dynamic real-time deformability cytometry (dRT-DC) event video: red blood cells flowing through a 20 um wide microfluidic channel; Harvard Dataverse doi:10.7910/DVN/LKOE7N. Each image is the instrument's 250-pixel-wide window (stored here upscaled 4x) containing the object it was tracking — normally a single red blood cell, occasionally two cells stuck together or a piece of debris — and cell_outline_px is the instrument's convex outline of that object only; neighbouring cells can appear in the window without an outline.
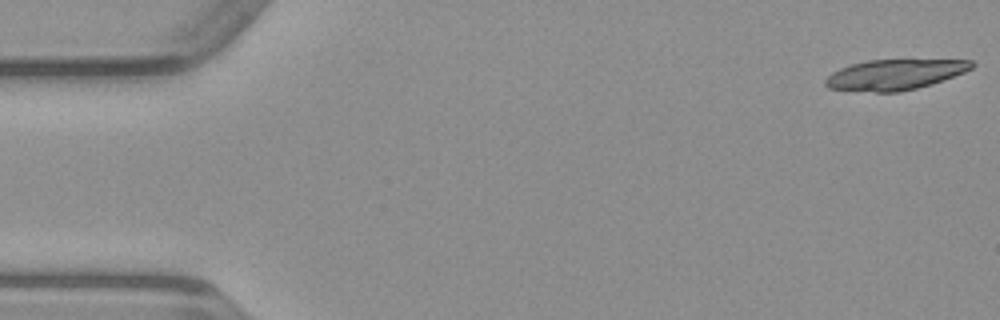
{"species": "common noctule bat (a hibernating species)", "species_latin": "Nyctalus noctula", "temperature_condition": "warm", "stored_images_in_passage": 16, "camera_frame_rate_fps": 3000, "um_per_image_px": 0.085, "animal": {"sex": "male", "body_mass_g": 23.1, "forearm_length_mm": 52.7}, "frame": {"image": 1, "passage_image": 1, "time_ms": 0.0, "image_size_px": [1000, 320], "cell_outline_px": [[976, 64], [972, 68], [964, 72], [944, 80], [932, 84], [900, 92], [876, 92], [828, 88], [824, 84], [824, 80], [832, 72], [840, 68], [852, 64], [868, 60], [972, 60]], "centroid_in_image_um": [76.06, 6.34], "position_along_channel_um": 8.9, "area_um2": 25.84}}